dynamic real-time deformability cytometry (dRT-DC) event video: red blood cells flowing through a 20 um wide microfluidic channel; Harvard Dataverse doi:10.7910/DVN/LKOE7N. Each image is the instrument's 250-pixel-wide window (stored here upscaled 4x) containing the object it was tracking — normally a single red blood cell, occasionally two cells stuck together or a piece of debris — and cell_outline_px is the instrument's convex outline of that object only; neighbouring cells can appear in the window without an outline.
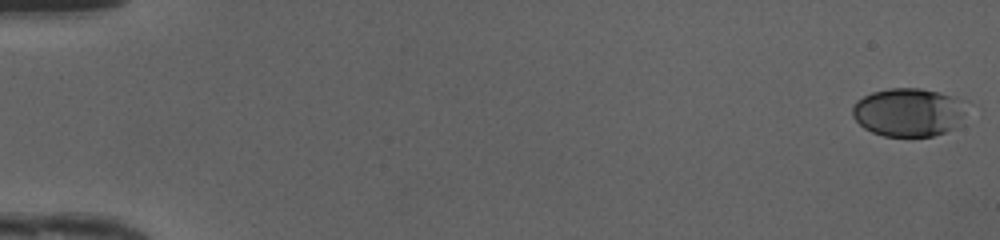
{"species": "human", "species_latin": "Homo sapiens", "temperature_condition": "cold", "stored_images_in_passage": 49, "camera_frame_rate_fps": 3000, "um_per_image_px": 0.085, "donor": {"sex": "female"}, "frame": {"image": 1, "passage_image": 1, "time_ms": 0.0, "image_size_px": [1000, 240], "cell_outline_px": [[968, 100], [964, 112], [956, 128], [932, 136], [884, 136], [872, 132], [864, 128], [852, 116], [852, 108], [856, 100], [872, 92], [888, 88], [920, 88], [940, 92], [956, 96]], "centroid_in_image_um": [77.25, 9.52], "position_along_channel_um": 7.8, "area_um2": 32.54}}
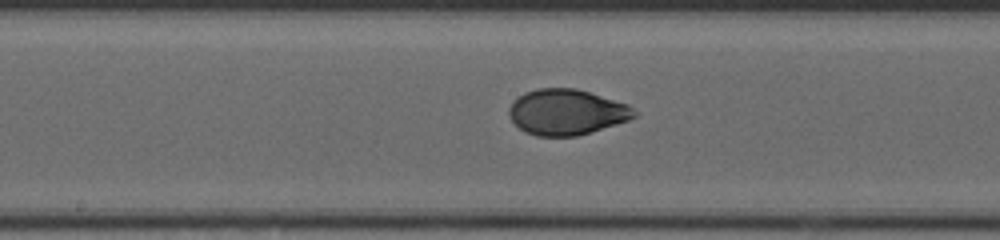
{"frame": {"image": 2, "passage_image": 27, "time_ms": 8.667, "image_size_px": [1000, 240], "cell_outline_px": [[640, 112], [636, 116], [628, 120], [616, 124], [576, 136], [536, 136], [524, 132], [512, 120], [508, 112], [508, 108], [512, 100], [524, 92], [540, 88], [576, 88], [628, 104]], "centroid_in_image_um": [48.15, 9.52], "position_along_channel_um": 200.0, "area_um2": 33.41}}
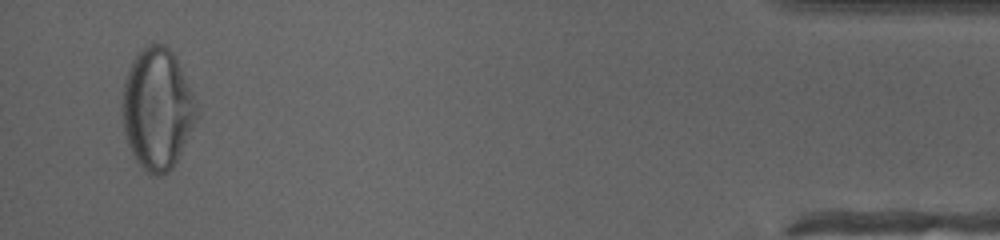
{"frame": {"image": 3, "passage_image": 48, "time_ms": 15.667, "image_size_px": [1000, 240], "cell_outline_px": [[200, 112], [172, 168], [168, 172], [160, 176], [152, 176], [136, 160], [128, 144], [124, 132], [120, 112], [120, 108], [124, 76], [132, 60], [148, 44], [164, 44], [176, 56], [192, 92]], "centroid_in_image_um": [13.34, 9.24], "position_along_channel_um": 421.9, "area_um2": 52.71}, "authors_computed_cell_mechanics": {"area_um2": 33.2928, "velocity_mm_per_s": 4.2031, "shape_relaxation_time_tau1_ms": 4.7084, "shape_relaxation_time_tau2_ms": 0.651, "deformation_change_tau1": 0.1787, "deformation_change_tau2": 0.039}}